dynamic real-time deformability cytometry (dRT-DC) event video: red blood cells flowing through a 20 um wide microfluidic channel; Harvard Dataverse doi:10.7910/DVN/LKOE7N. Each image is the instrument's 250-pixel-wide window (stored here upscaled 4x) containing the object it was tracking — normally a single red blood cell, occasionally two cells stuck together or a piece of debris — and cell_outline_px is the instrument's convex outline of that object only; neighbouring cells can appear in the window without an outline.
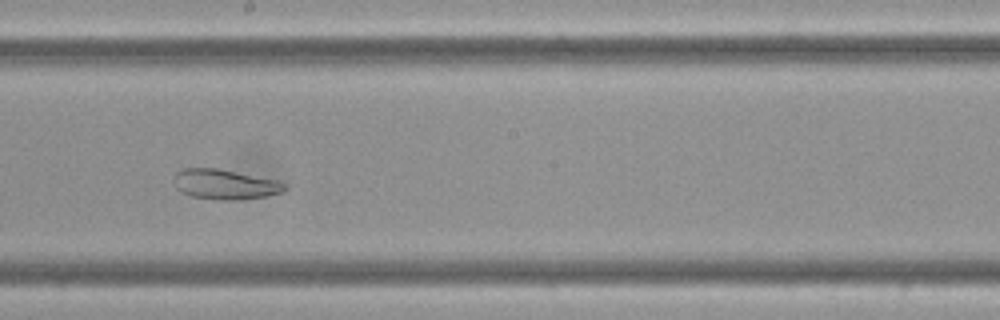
{"species": "Egyptian fruit bat (a non-hibernating species)", "species_latin": "Rousettus aegyptiacus", "temperature_condition": "cold", "stored_images_in_passage": 8, "camera_frame_rate_fps": 3000, "um_per_image_px": 0.085, "frame": {"image": 1, "passage_image": 8, "time_ms": 2.333, "image_size_px": [1000, 320], "cell_outline_px": [[288, 188], [280, 192], [264, 196], [244, 200], [216, 200], [192, 196], [180, 192], [176, 188], [176, 172], [180, 168], [216, 168], [276, 180], [288, 184]], "centroid_in_image_um": [19.12, 15.68], "position_along_channel_um": 229.1, "area_um2": 19.31}}